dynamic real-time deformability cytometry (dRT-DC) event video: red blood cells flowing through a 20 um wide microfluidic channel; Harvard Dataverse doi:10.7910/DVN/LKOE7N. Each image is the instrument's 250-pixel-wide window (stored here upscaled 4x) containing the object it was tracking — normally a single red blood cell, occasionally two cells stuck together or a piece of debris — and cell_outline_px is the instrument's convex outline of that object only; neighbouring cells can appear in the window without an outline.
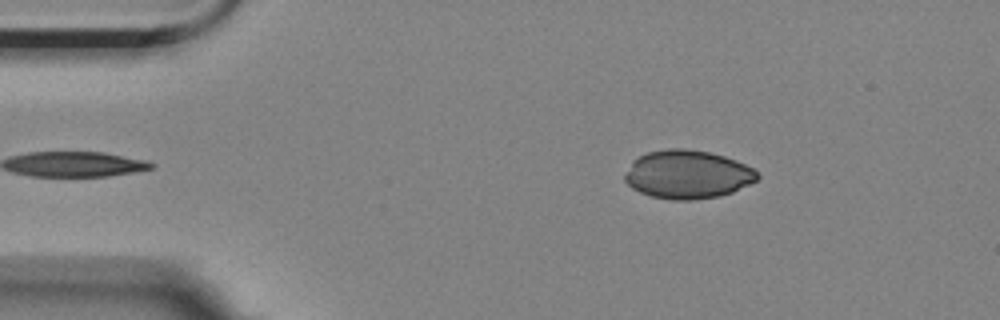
{"species": "Egyptian fruit bat (a non-hibernating species)", "species_latin": "Rousettus aegyptiacus", "temperature_condition": "room temperature", "stored_images_in_passage": 2, "camera_frame_rate_fps": 3000, "um_per_image_px": 0.085, "animal": {"sex": "female"}, "frame": {"image": 1, "passage_image": 2, "time_ms": 1.0, "image_size_px": [1000, 320], "cell_outline_px": [[760, 176], [756, 180], [732, 192], [720, 196], [692, 200], [672, 200], [652, 196], [640, 192], [632, 188], [624, 180], [624, 176], [632, 160], [648, 152], [668, 148], [684, 148], [708, 152], [724, 156], [736, 160], [752, 168]], "centroid_in_image_um": [58.42, 14.83], "position_along_channel_um": 26.6, "area_um2": 37.28}}